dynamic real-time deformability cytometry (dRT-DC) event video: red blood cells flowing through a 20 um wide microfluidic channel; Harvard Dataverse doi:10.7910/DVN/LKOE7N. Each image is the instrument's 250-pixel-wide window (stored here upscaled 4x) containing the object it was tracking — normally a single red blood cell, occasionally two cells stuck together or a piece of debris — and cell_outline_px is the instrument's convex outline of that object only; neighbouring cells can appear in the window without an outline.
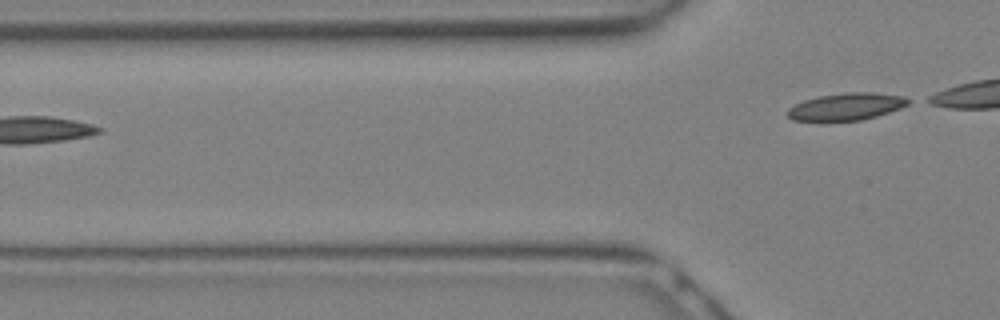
{"species": "Egyptian fruit bat (a non-hibernating species)", "species_latin": "Rousettus aegyptiacus", "temperature_condition": "warm", "stored_images_in_passage": 3, "segment_of_instrument_passage": [2, 2], "camera_frame_rate_fps": 3000, "um_per_image_px": 0.085, "animal": {"sex": "female"}, "frame": {"image": 1, "passage_image": 3, "time_ms": 0.667, "image_size_px": [1000, 320], "cell_outline_px": [[912, 100], [908, 104], [900, 108], [876, 116], [860, 120], [792, 120], [788, 116], [788, 108], [804, 100], [820, 96], [844, 92], [876, 92], [904, 96]], "centroid_in_image_um": [71.98, 9.04], "position_along_channel_um": 53.8, "area_um2": 18.9}}